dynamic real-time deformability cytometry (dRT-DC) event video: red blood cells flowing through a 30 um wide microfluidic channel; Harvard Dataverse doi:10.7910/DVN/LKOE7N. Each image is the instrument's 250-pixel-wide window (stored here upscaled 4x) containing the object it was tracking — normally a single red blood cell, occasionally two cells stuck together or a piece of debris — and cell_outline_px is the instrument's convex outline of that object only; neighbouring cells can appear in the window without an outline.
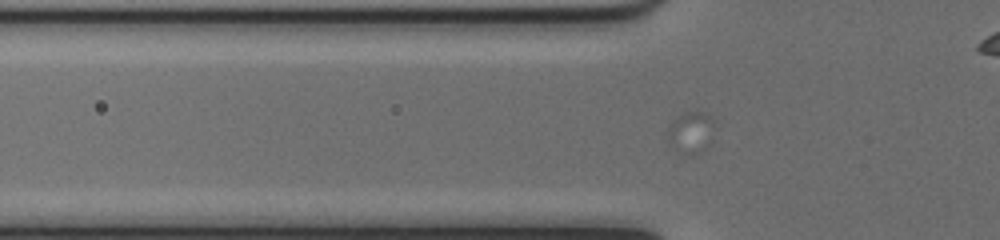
{"species": "common noctule bat (a hibernating species)", "species_latin": "Nyctalus noctula", "temperature_condition": "cold", "stored_images_in_passage": 8, "camera_frame_rate_fps": 3000, "um_per_image_px": 0.085, "animal": {"sex": "female", "body_mass_g": 17.0, "forearm_length_mm": 48.0}, "frame": {"image": 1, "passage_image": 3, "time_ms": 0.667, "image_size_px": [1000, 240], "cell_outline_px": [[712, 140], [704, 148], [696, 152], [680, 152], [668, 140], [668, 128], [672, 120], [676, 116], [684, 112], [708, 112], [712, 120]], "centroid_in_image_um": [58.71, 11.17], "position_along_channel_um": 67.1, "area_um2": 10.87}}